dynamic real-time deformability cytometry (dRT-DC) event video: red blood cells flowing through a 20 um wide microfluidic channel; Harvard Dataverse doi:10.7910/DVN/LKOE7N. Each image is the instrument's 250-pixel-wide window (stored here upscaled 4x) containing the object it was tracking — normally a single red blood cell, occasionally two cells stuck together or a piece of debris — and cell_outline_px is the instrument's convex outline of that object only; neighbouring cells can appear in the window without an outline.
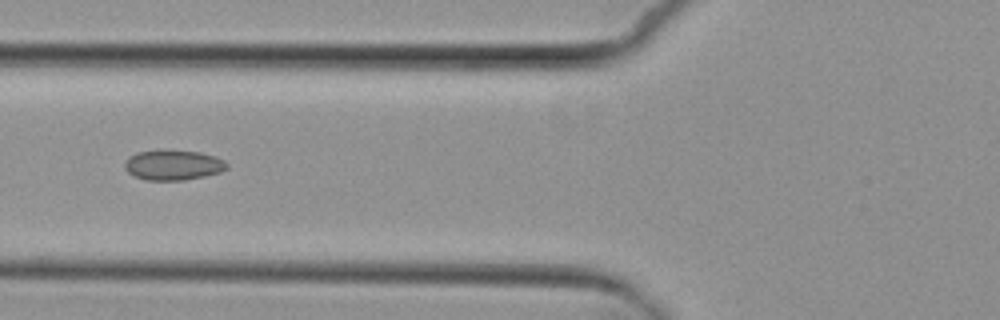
{"species": "common noctule bat (a hibernating species)", "species_latin": "Nyctalus noctula", "temperature_condition": "cold", "stored_images_in_passage": 3, "camera_frame_rate_fps": 3000, "um_per_image_px": 0.085, "animal": {"sex": "female", "body_mass_g": 29.2, "forearm_length_mm": 56.3}, "frame": {"image": 1, "passage_image": 3, "time_ms": 2.333, "image_size_px": [1000, 320], "cell_outline_px": [[228, 168], [220, 172], [204, 176], [184, 180], [144, 180], [128, 172], [124, 168], [124, 164], [128, 156], [136, 152], [164, 148], [200, 152], [216, 156], [224, 160], [228, 164]], "centroid_in_image_um": [14.71, 13.99], "position_along_channel_um": 111.1, "area_um2": 18.44}}